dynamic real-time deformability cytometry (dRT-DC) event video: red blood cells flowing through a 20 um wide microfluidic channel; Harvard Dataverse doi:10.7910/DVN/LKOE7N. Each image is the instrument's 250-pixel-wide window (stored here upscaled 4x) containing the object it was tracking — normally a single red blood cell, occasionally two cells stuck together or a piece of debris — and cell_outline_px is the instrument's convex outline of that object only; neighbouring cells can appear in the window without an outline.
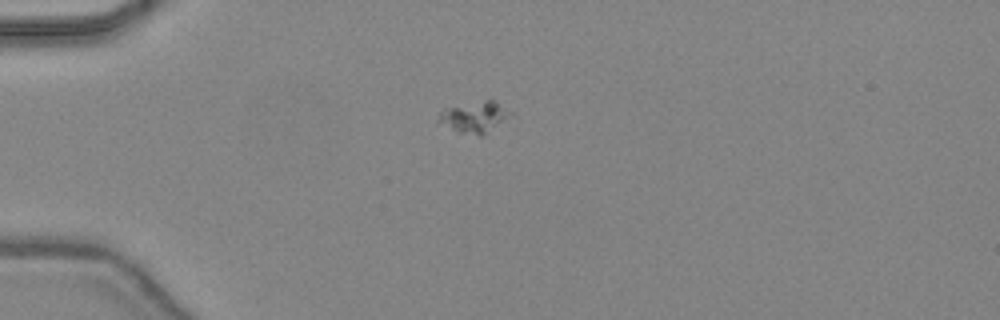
{"species": "common noctule bat (a hibernating species)", "species_latin": "Nyctalus noctula", "temperature_condition": "warm", "stored_images_in_passage": 35, "camera_frame_rate_fps": 3000, "um_per_image_px": 0.085, "animal": {"sex": "female", "body_mass_g": 24.6, "forearm_length_mm": 56.2}, "frame": {"image": 1, "passage_image": 1, "time_ms": 0.0, "image_size_px": [1000, 320], "cell_outline_px": [[516, 116], [480, 136], [460, 132], [436, 124], [436, 120], [440, 112], [444, 108], [484, 100], [496, 100], [512, 112]], "centroid_in_image_um": [40.36, 9.95], "position_along_channel_um": 44.6, "area_um2": 13.53}}
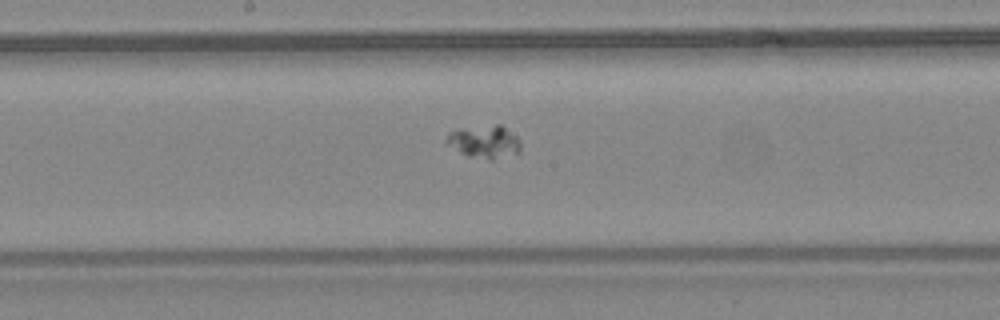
{"frame": {"image": 2, "passage_image": 14, "time_ms": 4.333, "image_size_px": [1000, 320], "cell_outline_px": [[520, 152], [492, 160], [468, 156], [444, 144], [444, 140], [448, 132], [460, 128], [496, 124], [500, 124], [516, 136], [520, 140]], "centroid_in_image_um": [41.13, 12.04], "position_along_channel_um": 207.1, "area_um2": 14.39}}
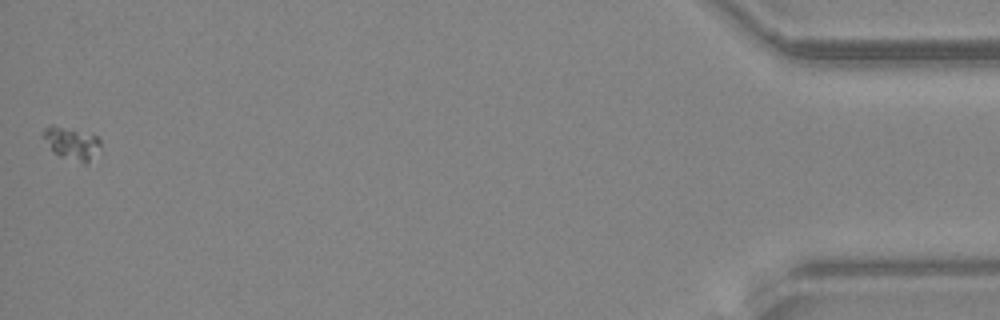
{"frame": {"image": 3, "passage_image": 35, "time_ms": 11.333, "image_size_px": [1000, 320], "cell_outline_px": [[100, 148], [84, 164], [60, 156], [52, 152], [40, 136], [40, 132], [48, 124], [52, 124], [92, 132], [100, 140]], "centroid_in_image_um": [6.01, 12.11], "position_along_channel_um": 429.2, "area_um2": 11.33}}